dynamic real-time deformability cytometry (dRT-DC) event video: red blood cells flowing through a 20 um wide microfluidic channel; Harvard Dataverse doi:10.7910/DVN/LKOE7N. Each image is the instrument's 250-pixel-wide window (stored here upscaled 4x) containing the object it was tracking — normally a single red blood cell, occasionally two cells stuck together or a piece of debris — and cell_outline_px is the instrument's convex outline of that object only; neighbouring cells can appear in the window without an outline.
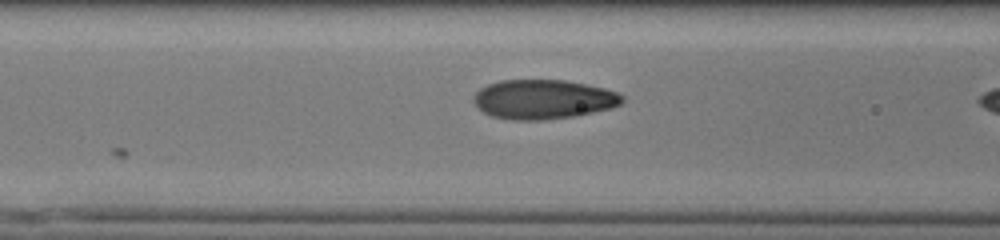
{"species": "human", "species_latin": "Homo sapiens", "temperature_condition": "cold", "stored_images_in_passage": 22, "camera_frame_rate_fps": 3000, "um_per_image_px": 0.085, "donor": {"sex": "male"}, "frame": {"image": 1, "passage_image": 20, "time_ms": 6.333, "image_size_px": [1000, 240], "cell_outline_px": [[624, 100], [620, 104], [612, 108], [576, 116], [544, 120], [512, 120], [492, 116], [484, 112], [472, 100], [472, 96], [480, 88], [488, 84], [500, 80], [564, 80], [604, 88], [616, 92], [624, 96]], "centroid_in_image_um": [46.18, 8.45], "position_along_channel_um": 120.4, "area_um2": 34.16}}